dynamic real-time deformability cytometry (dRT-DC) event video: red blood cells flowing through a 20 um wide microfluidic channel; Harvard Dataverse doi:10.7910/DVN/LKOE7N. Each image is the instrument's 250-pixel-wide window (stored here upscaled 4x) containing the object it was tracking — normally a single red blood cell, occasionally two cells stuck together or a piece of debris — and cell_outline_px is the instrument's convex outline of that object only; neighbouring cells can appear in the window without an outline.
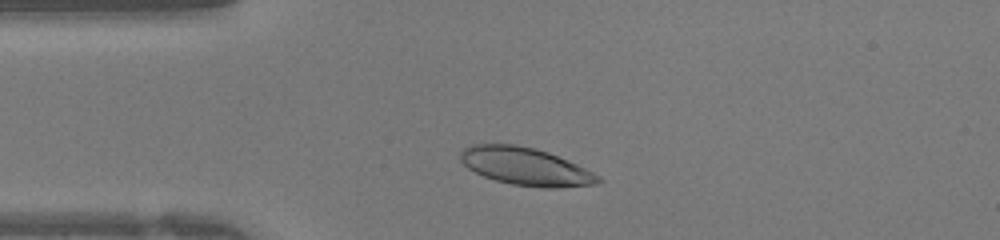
{"species": "human", "species_latin": "Homo sapiens", "temperature_condition": "warm", "stored_images_in_passage": 32, "camera_frame_rate_fps": 3000, "um_per_image_px": 0.085, "donor": {"sex": "female"}, "frame": {"image": 1, "passage_image": 5, "time_ms": 1.333, "image_size_px": [1000, 240], "cell_outline_px": [[604, 180], [596, 184], [556, 188], [540, 188], [512, 184], [496, 180], [484, 176], [468, 168], [460, 160], [460, 152], [468, 144], [516, 144], [536, 148], [548, 152], [576, 164], [600, 176]], "centroid_in_image_um": [44.67, 14.14], "position_along_channel_um": 40.3, "area_um2": 30.29}}
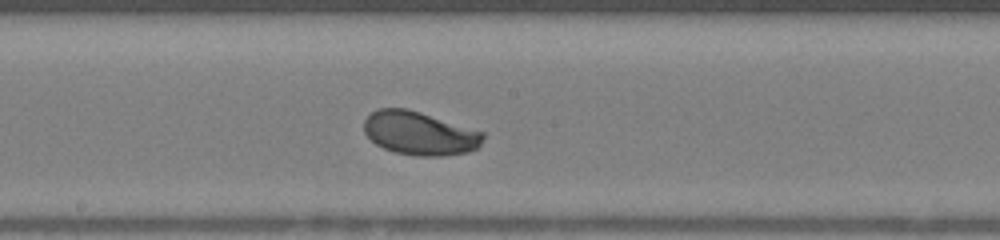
{"frame": {"image": 2, "passage_image": 17, "time_ms": 5.333, "image_size_px": [1000, 240], "cell_outline_px": [[484, 136], [480, 144], [476, 148], [468, 152], [444, 156], [416, 156], [396, 152], [384, 148], [376, 144], [364, 132], [364, 120], [376, 108], [408, 108], [484, 132]], "centroid_in_image_um": [35.66, 11.32], "position_along_channel_um": 212.5, "area_um2": 30.11}}
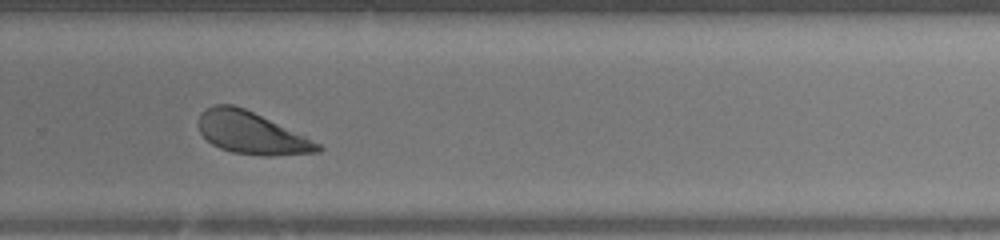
{"frame": {"image": 3, "passage_image": 23, "time_ms": 7.333, "image_size_px": [1000, 240], "cell_outline_px": [[324, 148], [320, 152], [268, 156], [264, 156], [232, 152], [220, 148], [212, 144], [200, 132], [196, 124], [200, 112], [216, 104], [232, 104], [244, 108], [304, 136], [320, 144]], "centroid_in_image_um": [21.32, 11.3], "position_along_channel_um": 308.5, "area_um2": 29.02}}